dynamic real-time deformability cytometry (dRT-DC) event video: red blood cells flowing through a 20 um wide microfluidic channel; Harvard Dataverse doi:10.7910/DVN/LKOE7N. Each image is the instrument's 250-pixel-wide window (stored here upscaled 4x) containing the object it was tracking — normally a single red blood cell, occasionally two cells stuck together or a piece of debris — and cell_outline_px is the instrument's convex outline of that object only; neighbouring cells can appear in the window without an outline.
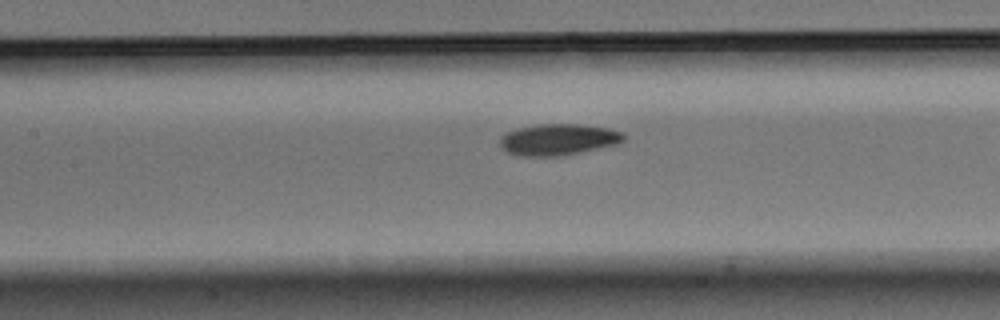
{"species": "Egyptian fruit bat (a non-hibernating species)", "species_latin": "Rousettus aegyptiacus", "temperature_condition": "warm", "stored_images_in_passage": 39, "camera_frame_rate_fps": 3000, "um_per_image_px": 0.085, "animal": {"sex": "male"}, "frame": {"image": 1, "passage_image": 21, "time_ms": 6.667, "image_size_px": [1000, 320], "cell_outline_px": [[624, 140], [620, 144], [560, 156], [516, 156], [504, 152], [500, 148], [500, 136], [504, 132], [536, 124], [576, 124], [608, 128], [624, 132]], "centroid_in_image_um": [47.41, 11.87], "position_along_channel_um": 160.0, "area_um2": 22.95}}
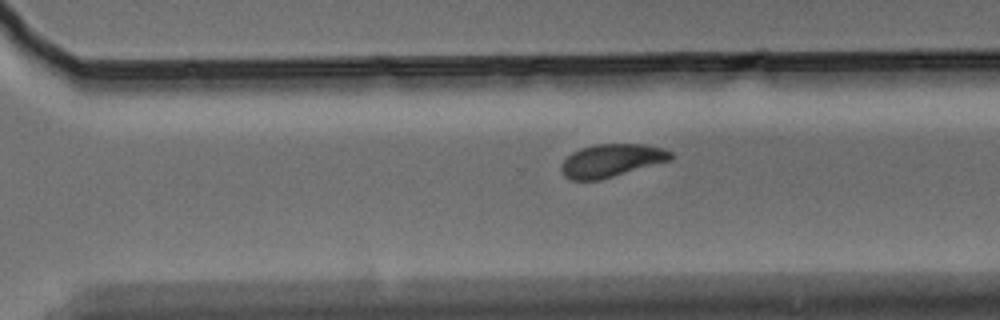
{"frame": {"image": 2, "passage_image": 34, "time_ms": 11.0, "image_size_px": [1000, 320], "cell_outline_px": [[672, 160], [600, 180], [572, 180], [564, 176], [560, 168], [560, 164], [572, 152], [580, 148], [596, 144], [644, 144], [664, 148], [672, 152]], "centroid_in_image_um": [51.98, 13.64], "position_along_channel_um": 318.6, "area_um2": 21.15}}
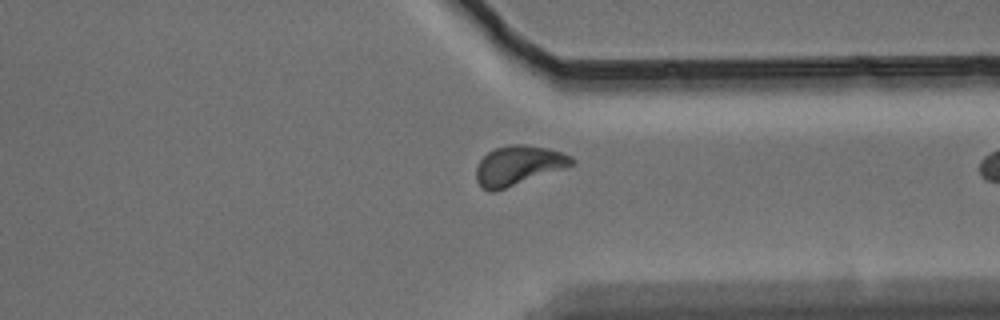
{"frame": {"image": 3, "passage_image": 38, "time_ms": 12.333, "image_size_px": [1000, 320], "cell_outline_px": [[576, 160], [572, 164], [564, 168], [492, 192], [488, 192], [476, 180], [476, 168], [480, 160], [488, 152], [496, 148], [508, 144], [524, 144], [548, 148], [572, 156]], "centroid_in_image_um": [44.05, 14.04], "position_along_channel_um": 367.4, "area_um2": 21.62}}